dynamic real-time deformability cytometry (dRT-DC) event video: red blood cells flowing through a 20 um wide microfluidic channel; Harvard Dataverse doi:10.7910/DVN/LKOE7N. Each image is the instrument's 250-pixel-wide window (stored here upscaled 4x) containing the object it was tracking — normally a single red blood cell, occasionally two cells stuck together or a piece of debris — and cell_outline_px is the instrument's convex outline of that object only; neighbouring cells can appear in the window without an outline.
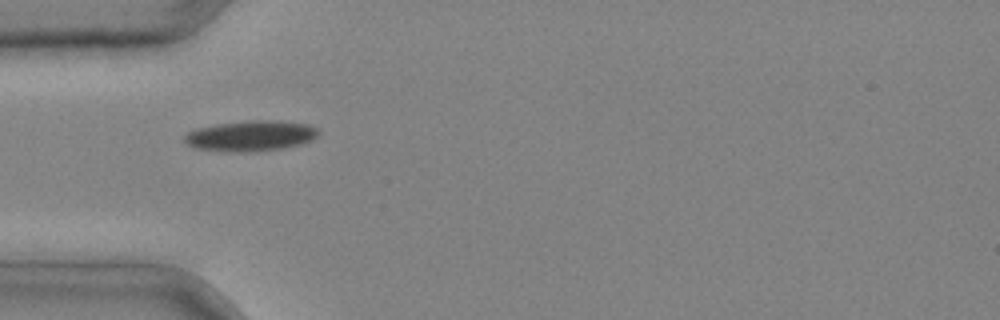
{"species": "common noctule bat (a hibernating species)", "species_latin": "Nyctalus noctula", "temperature_condition": "cold", "stored_images_in_passage": 4, "camera_frame_rate_fps": 3000, "um_per_image_px": 0.085, "animal": {"sex": "male", "body_mass_g": 20.4}, "frame": {"image": 1, "passage_image": 3, "time_ms": 0.667, "image_size_px": [1000, 320], "cell_outline_px": [[320, 136], [312, 140], [300, 144], [280, 148], [256, 152], [220, 152], [196, 148], [188, 144], [184, 140], [184, 136], [188, 132], [196, 128], [216, 124], [252, 120], [260, 120], [308, 124], [316, 128], [320, 132]], "centroid_in_image_um": [21.29, 11.56], "position_along_channel_um": 63.7, "area_um2": 23.87}}